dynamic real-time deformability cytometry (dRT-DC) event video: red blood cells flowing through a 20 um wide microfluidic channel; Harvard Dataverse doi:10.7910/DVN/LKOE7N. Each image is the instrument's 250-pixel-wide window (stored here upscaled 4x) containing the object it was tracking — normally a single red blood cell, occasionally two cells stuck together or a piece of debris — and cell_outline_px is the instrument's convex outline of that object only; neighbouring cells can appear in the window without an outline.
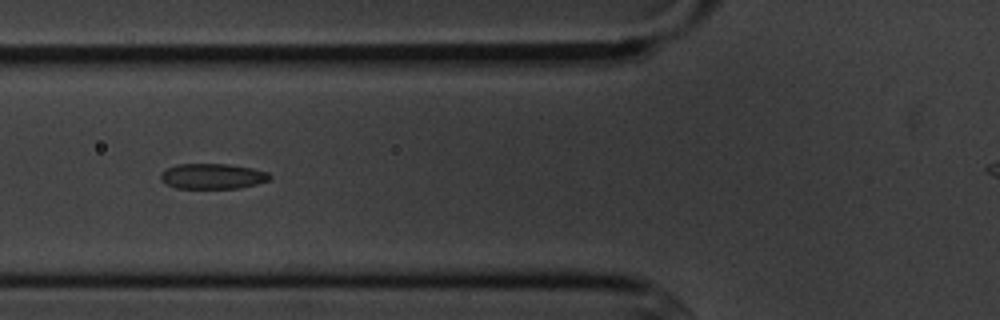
{"species": "common noctule bat (a hibernating species)", "species_latin": "Nyctalus noctula", "temperature_condition": "cold", "stored_images_in_passage": 9, "camera_frame_rate_fps": 3000, "um_per_image_px": 0.085, "animal": {"sex": "male", "body_mass_g": 20.1, "forearm_length_mm": 53.5}, "frame": {"image": 1, "passage_image": 6, "time_ms": 5.667, "image_size_px": [1000, 320], "cell_outline_px": [[272, 176], [268, 180], [256, 184], [240, 188], [176, 188], [160, 180], [160, 172], [176, 164], [228, 164], [252, 168], [268, 172]], "centroid_in_image_um": [18.06, 14.97], "position_along_channel_um": 107.7, "area_um2": 16.13}}
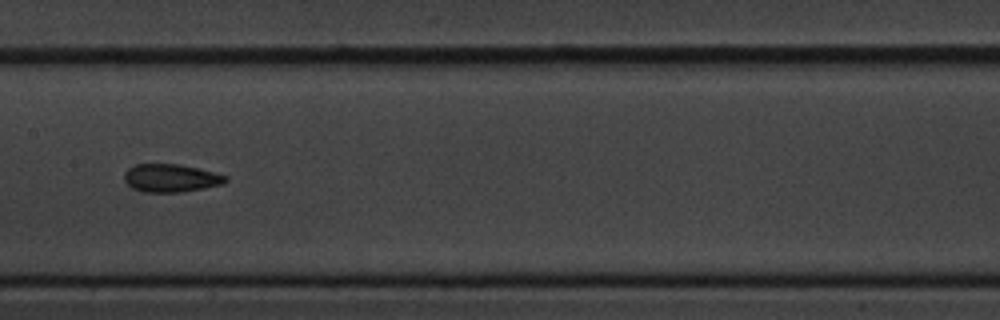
{"frame": {"image": 2, "passage_image": 8, "time_ms": 8.0, "image_size_px": [1000, 320], "cell_outline_px": [[228, 180], [224, 184], [204, 188], [180, 192], [144, 192], [132, 188], [124, 180], [124, 172], [128, 168], [136, 164], [176, 164], [200, 168], [228, 176]], "centroid_in_image_um": [14.54, 15.13], "position_along_channel_um": 192.9, "area_um2": 16.65}}
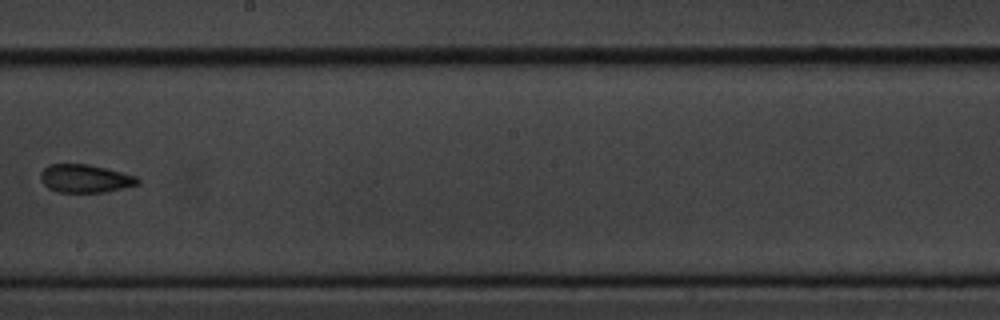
{"frame": {"image": 3, "passage_image": 9, "time_ms": 9.333, "image_size_px": [1000, 320], "cell_outline_px": [[140, 184], [104, 192], [56, 192], [48, 188], [40, 180], [40, 172], [48, 164], [88, 164], [136, 176], [140, 180]], "centroid_in_image_um": [7.2, 15.18], "position_along_channel_um": 241.0, "area_um2": 15.9}}